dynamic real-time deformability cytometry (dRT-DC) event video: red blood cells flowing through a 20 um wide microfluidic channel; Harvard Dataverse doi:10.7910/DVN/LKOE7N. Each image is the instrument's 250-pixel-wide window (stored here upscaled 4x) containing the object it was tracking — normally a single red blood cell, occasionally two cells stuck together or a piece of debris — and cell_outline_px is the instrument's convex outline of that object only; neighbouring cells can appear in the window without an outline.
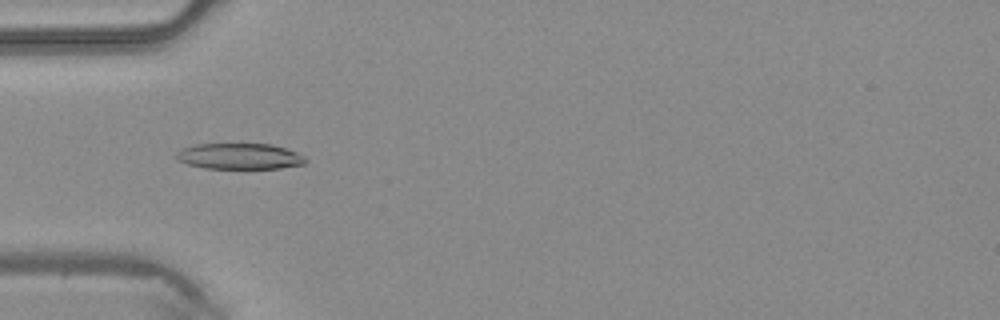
{"species": "common noctule bat (a hibernating species)", "species_latin": "Nyctalus noctula", "temperature_condition": "warm", "stored_images_in_passage": 46, "camera_frame_rate_fps": 3000, "um_per_image_px": 0.085, "animal": {"sex": "male", "body_mass_g": 20.4}, "frame": {"image": 1, "passage_image": 15, "time_ms": 4.667, "image_size_px": [1000, 320], "cell_outline_px": [[308, 160], [304, 164], [280, 168], [204, 168], [188, 164], [176, 160], [176, 152], [180, 148], [196, 144], [272, 144], [296, 152], [304, 156]], "centroid_in_image_um": [20.33, 13.28], "position_along_channel_um": 64.7, "area_um2": 19.54}}
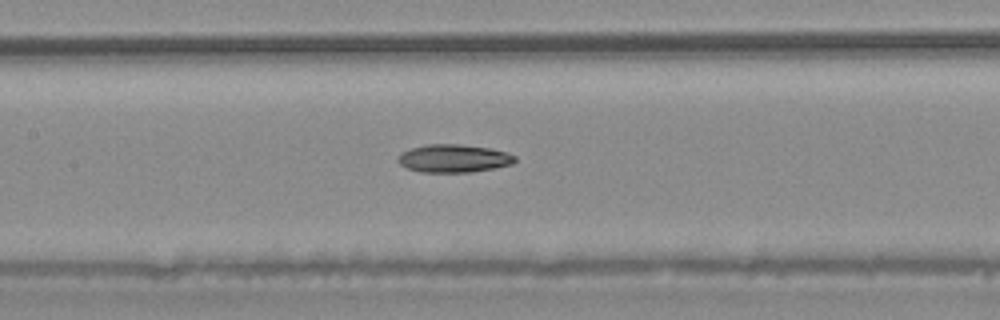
{"frame": {"image": 2, "passage_image": 22, "time_ms": 7.0, "image_size_px": [1000, 320], "cell_outline_px": [[516, 160], [512, 164], [472, 172], [420, 172], [408, 168], [400, 164], [396, 160], [400, 152], [412, 148], [428, 144], [460, 144], [488, 148], [504, 152], [516, 156]], "centroid_in_image_um": [38.52, 13.46], "position_along_channel_um": 168.9, "area_um2": 18.96}}
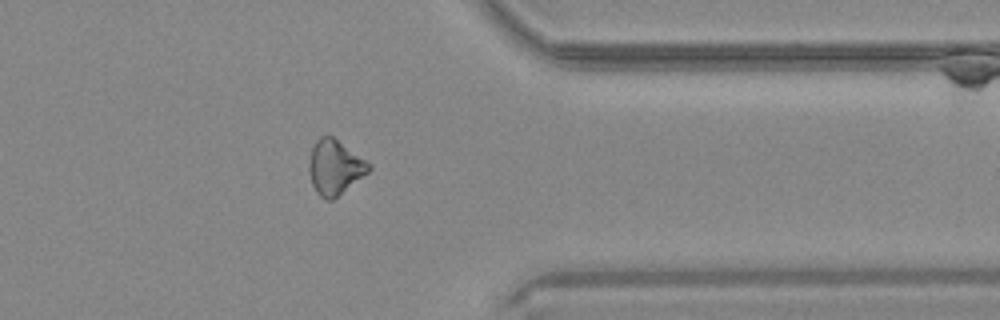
{"frame": {"image": 3, "passage_image": 37, "time_ms": 12.0, "image_size_px": [1000, 320], "cell_outline_px": [[372, 168], [368, 172], [332, 200], [328, 200], [320, 196], [316, 192], [312, 184], [308, 172], [308, 164], [312, 148], [316, 140], [320, 136], [332, 136], [372, 164]], "centroid_in_image_um": [28.45, 14.21], "position_along_channel_um": 383.0, "area_um2": 18.9}}